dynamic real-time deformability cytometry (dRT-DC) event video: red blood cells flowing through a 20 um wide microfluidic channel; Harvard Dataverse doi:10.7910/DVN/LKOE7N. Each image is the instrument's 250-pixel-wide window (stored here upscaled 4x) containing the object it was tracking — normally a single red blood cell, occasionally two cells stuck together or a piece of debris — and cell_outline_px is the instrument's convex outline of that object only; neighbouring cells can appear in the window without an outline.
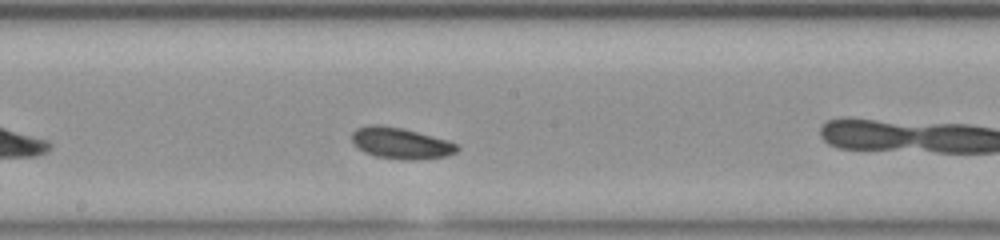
{"species": "common noctule bat (a hibernating species)", "species_latin": "Nyctalus noctula", "temperature_condition": "room temperature", "stored_images_in_passage": 31, "camera_frame_rate_fps": 3000, "um_per_image_px": 0.085, "animal": {"sex": "female", "body_mass_g": 23.0, "forearm_length_mm": 53.4}, "frame": {"image": 1, "passage_image": 14, "time_ms": 4.333, "image_size_px": [1000, 240], "cell_outline_px": [[460, 148], [456, 152], [448, 156], [412, 160], [408, 160], [376, 156], [364, 152], [352, 140], [352, 132], [356, 128], [372, 124], [376, 124], [404, 128], [448, 140], [460, 144]], "centroid_in_image_um": [34.12, 12.16], "position_along_channel_um": 214.1, "area_um2": 19.19}}